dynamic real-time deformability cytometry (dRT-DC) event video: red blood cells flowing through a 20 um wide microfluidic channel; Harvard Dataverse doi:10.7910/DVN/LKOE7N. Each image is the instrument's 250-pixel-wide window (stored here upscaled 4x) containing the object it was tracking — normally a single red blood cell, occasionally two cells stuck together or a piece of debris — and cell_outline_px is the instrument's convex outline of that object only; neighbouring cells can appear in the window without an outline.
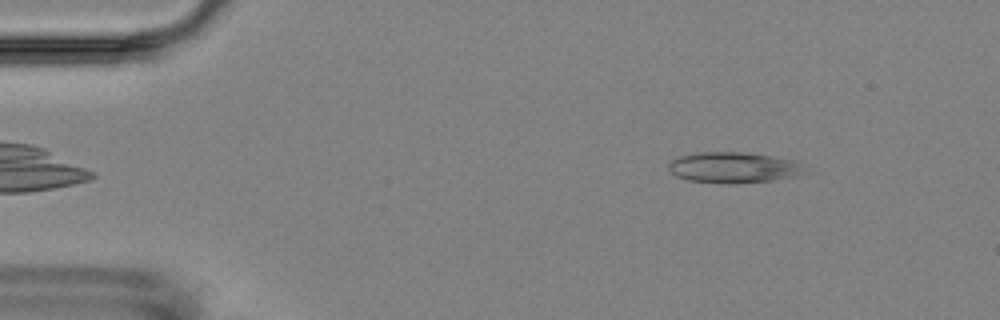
{"species": "Egyptian fruit bat (a non-hibernating species)", "species_latin": "Rousettus aegyptiacus", "temperature_condition": "room temperature", "stored_images_in_passage": 3, "camera_frame_rate_fps": 3000, "um_per_image_px": 0.085, "animal": {"sex": "female"}, "frame": {"image": 1, "passage_image": 1, "time_ms": 0.0, "image_size_px": [1000, 320], "cell_outline_px": [[808, 164], [796, 176], [772, 180], [728, 184], [688, 180], [676, 176], [668, 168], [668, 164], [672, 160], [680, 156], [696, 152], [740, 152], [772, 156], [800, 160]], "centroid_in_image_um": [62.39, 14.23], "position_along_channel_um": 22.6, "area_um2": 24.57}}